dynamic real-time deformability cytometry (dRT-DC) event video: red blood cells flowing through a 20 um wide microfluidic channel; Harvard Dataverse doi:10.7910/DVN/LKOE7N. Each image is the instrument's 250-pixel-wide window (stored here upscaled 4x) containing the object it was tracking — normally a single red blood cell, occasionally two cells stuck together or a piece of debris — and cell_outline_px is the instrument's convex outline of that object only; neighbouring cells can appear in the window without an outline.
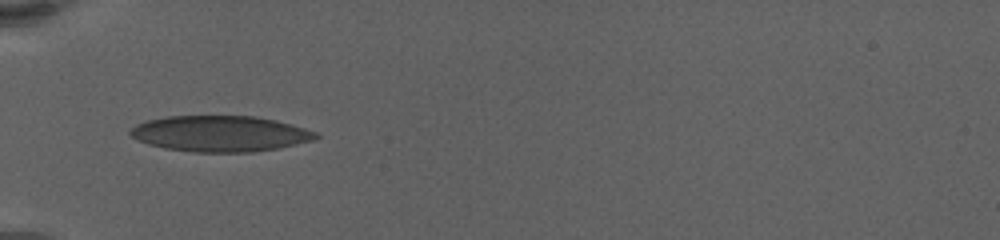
{"species": "human", "species_latin": "Homo sapiens", "temperature_condition": "warm", "stored_images_in_passage": 57, "camera_frame_rate_fps": 3000, "um_per_image_px": 0.085, "donor": {"sex": "female"}, "frame": {"image": 1, "passage_image": 1, "time_ms": 0.0, "image_size_px": [1000, 240], "cell_outline_px": [[320, 136], [316, 140], [276, 148], [252, 152], [192, 152], [164, 148], [148, 144], [136, 140], [128, 132], [136, 124], [148, 120], [168, 116], [256, 116], [276, 120], [292, 124], [316, 132]], "centroid_in_image_um": [18.71, 11.36], "position_along_channel_um": 66.3, "area_um2": 38.9}}
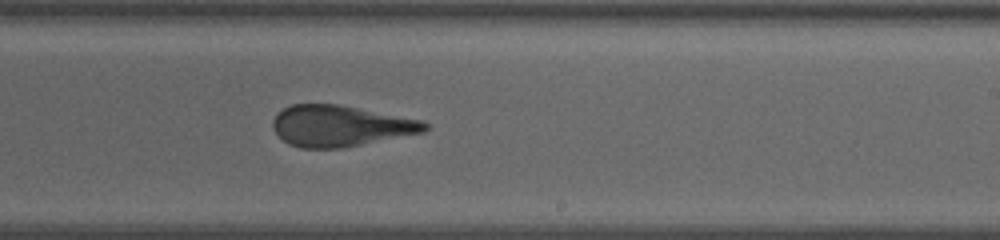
{"frame": {"image": 2, "passage_image": 24, "time_ms": 6.0, "image_size_px": [1000, 240], "cell_outline_px": [[428, 128], [424, 132], [340, 148], [300, 148], [288, 144], [272, 128], [272, 120], [276, 112], [292, 104], [336, 104], [424, 120], [428, 124]], "centroid_in_image_um": [28.9, 10.7], "position_along_channel_um": 260.1, "area_um2": 36.24}}
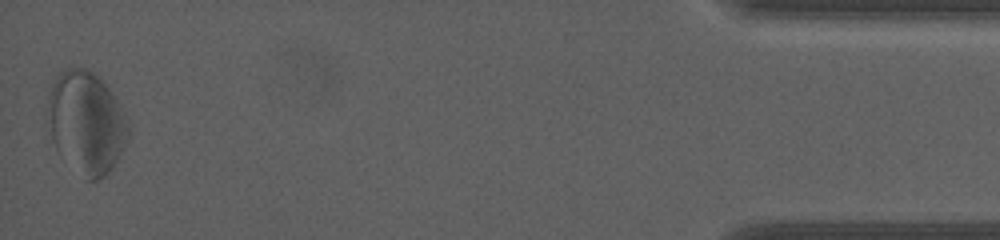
{"frame": {"image": 3, "passage_image": 57, "time_ms": 13.333, "image_size_px": [1000, 240], "cell_outline_px": [[132, 124], [128, 140], [112, 168], [104, 176], [96, 180], [84, 180], [56, 148], [52, 140], [48, 96], [52, 84], [56, 76], [60, 72], [68, 68], [88, 68], [96, 72], [104, 80]], "centroid_in_image_um": [7.4, 10.39], "position_along_channel_um": 427.8, "area_um2": 48.21}, "authors_computed_cell_mechanics": {"area_um2": 37.7434, "velocity_mm_per_s": 3.316, "shape_relaxation_time_tau1_ms": null, "shape_relaxation_time_tau2_ms": 1.7588, "deformation_change_tau1": null, "deformation_change_tau2": 0.1014}}